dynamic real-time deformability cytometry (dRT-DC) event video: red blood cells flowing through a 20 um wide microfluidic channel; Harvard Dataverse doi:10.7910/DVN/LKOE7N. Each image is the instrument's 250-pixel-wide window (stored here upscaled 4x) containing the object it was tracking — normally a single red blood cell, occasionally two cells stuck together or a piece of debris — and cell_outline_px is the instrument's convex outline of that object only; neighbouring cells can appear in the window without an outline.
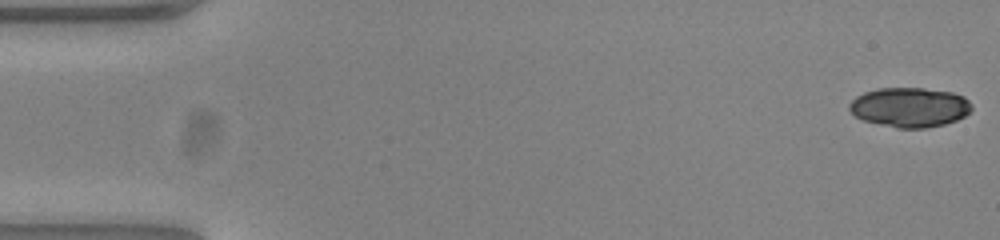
{"species": "common noctule bat (a hibernating species)", "species_latin": "Nyctalus noctula", "temperature_condition": "warm", "stored_images_in_passage": 52, "camera_frame_rate_fps": 3000, "um_per_image_px": 0.085, "animal": {"sex": "female", "body_mass_g": 23.0, "forearm_length_mm": 53.4}, "frame": {"image": 1, "passage_image": 1, "time_ms": 0.0, "image_size_px": [1000, 240], "cell_outline_px": [[972, 108], [964, 116], [956, 120], [944, 124], [924, 128], [896, 128], [864, 120], [856, 116], [848, 108], [848, 104], [856, 96], [864, 92], [880, 88], [924, 88], [952, 92], [964, 96], [972, 104]], "centroid_in_image_um": [77.33, 9.11], "position_along_channel_um": 7.7, "area_um2": 28.21}}
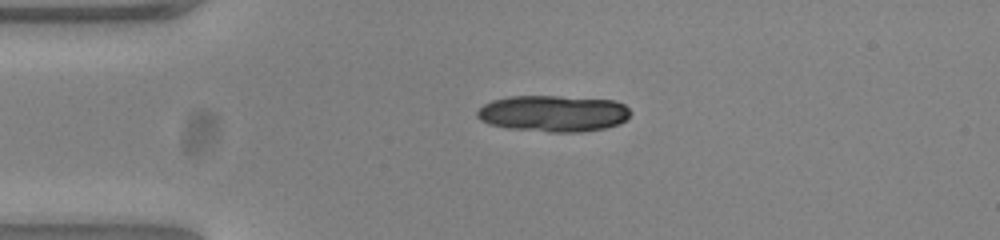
{"frame": {"image": 2, "passage_image": 12, "time_ms": 3.667, "image_size_px": [1000, 240], "cell_outline_px": [[632, 112], [620, 124], [604, 128], [580, 132], [548, 132], [508, 128], [488, 124], [480, 120], [476, 116], [476, 112], [484, 104], [492, 100], [508, 96], [560, 96], [616, 100], [624, 104]], "centroid_in_image_um": [47.02, 9.64], "position_along_channel_um": 38.0, "area_um2": 32.77}, "authors_computed_cell_mechanics": {"area_um2": 28.3509, "velocity_mm_per_s": 3.8592, "shape_relaxation_time_tau1_ms": 6.5482, "shape_relaxation_time_tau2_ms": 4.2684, "deformation_change_tau1": 0.2018, "deformation_change_tau2": 0.0456}}